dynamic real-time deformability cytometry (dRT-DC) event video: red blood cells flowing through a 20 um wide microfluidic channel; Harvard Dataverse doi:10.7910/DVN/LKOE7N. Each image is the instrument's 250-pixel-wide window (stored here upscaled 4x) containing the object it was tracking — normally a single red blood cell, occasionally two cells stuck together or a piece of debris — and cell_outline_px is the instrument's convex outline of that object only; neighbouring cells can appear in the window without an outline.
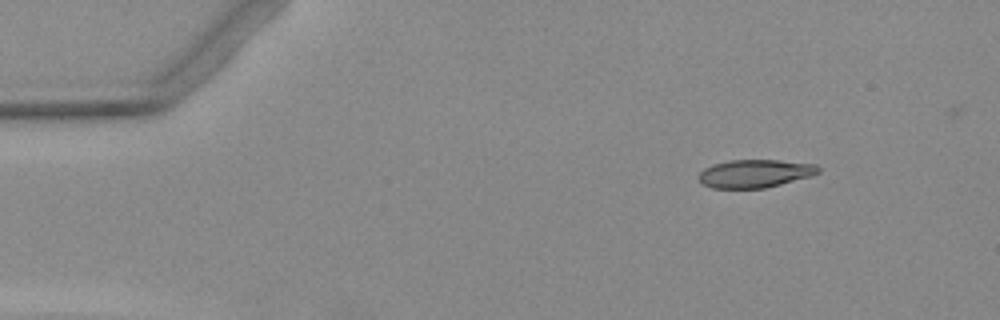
{"species": "Egyptian fruit bat (a non-hibernating species)", "species_latin": "Rousettus aegyptiacus", "temperature_condition": "warm", "stored_images_in_passage": 4, "camera_frame_rate_fps": 3000, "um_per_image_px": 0.085, "animal": {"sex": "female"}, "frame": {"image": 1, "passage_image": 1, "time_ms": 0.0, "image_size_px": [1000, 320], "cell_outline_px": [[820, 172], [808, 176], [780, 184], [764, 188], [712, 188], [704, 184], [700, 180], [700, 172], [704, 168], [712, 164], [728, 160], [776, 160], [816, 164], [820, 168]], "centroid_in_image_um": [64.15, 14.74], "position_along_channel_um": 20.8, "area_um2": 19.31}}
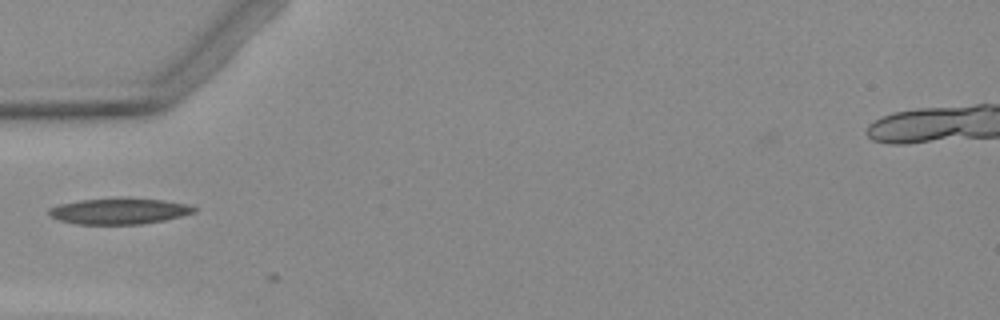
{"frame": {"image": 2, "passage_image": 4, "time_ms": 3.667, "image_size_px": [1000, 320], "cell_outline_px": [[200, 208], [196, 212], [164, 220], [140, 224], [76, 224], [60, 220], [52, 216], [48, 212], [48, 208], [60, 204], [80, 200], [120, 196], [128, 196], [164, 200], [188, 204]], "centroid_in_image_um": [10.18, 17.91], "position_along_channel_um": 74.8, "area_um2": 22.54}}